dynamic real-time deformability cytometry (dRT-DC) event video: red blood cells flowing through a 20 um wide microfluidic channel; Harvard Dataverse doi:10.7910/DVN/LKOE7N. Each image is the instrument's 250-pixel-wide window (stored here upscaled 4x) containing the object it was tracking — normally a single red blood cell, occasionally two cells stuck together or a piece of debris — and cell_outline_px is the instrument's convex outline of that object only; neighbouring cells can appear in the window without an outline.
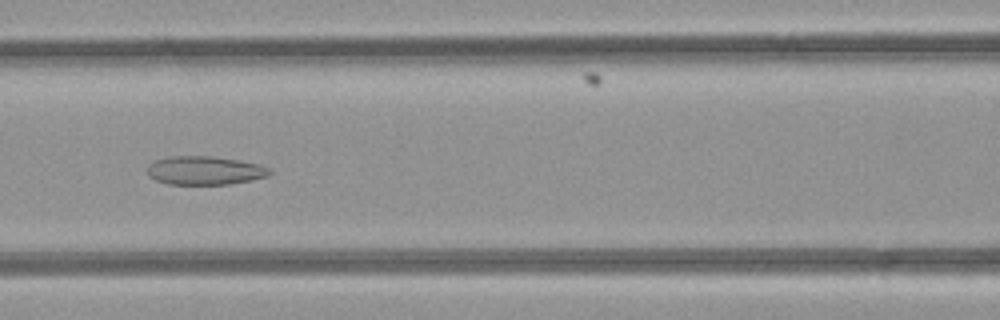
{"species": "common noctule bat (a hibernating species)", "species_latin": "Nyctalus noctula", "temperature_condition": "room temperature", "stored_images_in_passage": 50, "camera_frame_rate_fps": 3000, "um_per_image_px": 0.085, "animal": {"sex": "female", "body_mass_g": 21.9}, "frame": {"image": 1, "passage_image": 22, "time_ms": 7.0, "image_size_px": [1000, 320], "cell_outline_px": [[272, 172], [268, 176], [252, 180], [232, 184], [168, 184], [156, 180], [148, 176], [148, 164], [156, 160], [168, 156], [212, 156], [240, 160], [260, 164], [272, 168]], "centroid_in_image_um": [17.45, 14.49], "position_along_channel_um": 149.2, "area_um2": 20.63}}
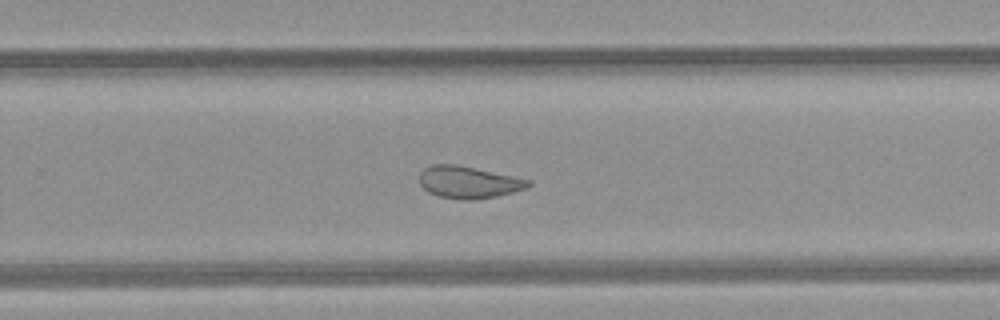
{"frame": {"image": 2, "passage_image": 32, "time_ms": 10.333, "image_size_px": [1000, 320], "cell_outline_px": [[532, 184], [524, 188], [512, 192], [496, 196], [476, 200], [464, 200], [440, 196], [428, 192], [420, 184], [420, 172], [424, 168], [432, 164], [456, 164], [532, 180]], "centroid_in_image_um": [39.81, 15.48], "position_along_channel_um": 290.0, "area_um2": 20.23}}
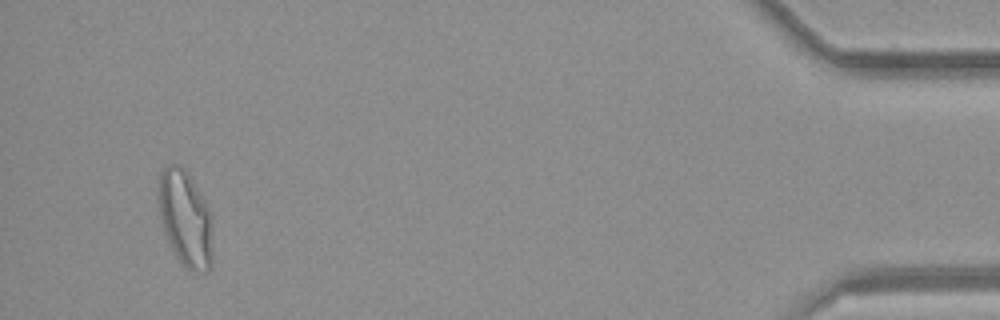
{"frame": {"image": 3, "passage_image": 47, "time_ms": 15.333, "image_size_px": [1000, 320], "cell_outline_px": [[212, 268], [208, 272], [192, 272], [176, 256], [164, 232], [160, 216], [160, 172], [168, 164], [180, 164], [188, 172], [204, 200], [212, 216]], "centroid_in_image_um": [15.8, 18.6], "position_along_channel_um": 419.4, "area_um2": 30.23}, "authors_computed_cell_mechanics": {"area_um2": 24.9407, "velocity_mm_per_s": 4.2353, "shape_relaxation_time_tau1_ms": null, "shape_relaxation_time_tau2_ms": 2.0054, "deformation_change_tau1": null, "deformation_change_tau2": 0.0931}}